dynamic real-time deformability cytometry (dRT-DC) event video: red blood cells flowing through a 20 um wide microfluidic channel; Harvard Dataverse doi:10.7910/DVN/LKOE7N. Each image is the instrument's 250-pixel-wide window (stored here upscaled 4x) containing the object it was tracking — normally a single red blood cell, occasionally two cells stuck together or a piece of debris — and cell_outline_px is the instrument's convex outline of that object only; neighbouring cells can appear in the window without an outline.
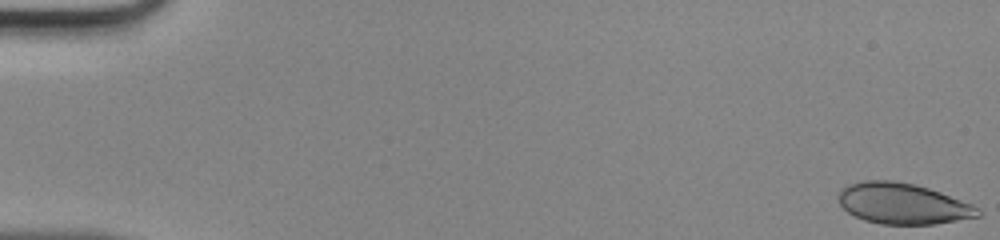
{"species": "human", "species_latin": "Homo sapiens", "temperature_condition": "room temperature", "stored_images_in_passage": 48, "camera_frame_rate_fps": 3000, "um_per_image_px": 0.085, "donor": {"sex": "male"}, "frame": {"image": 1, "passage_image": 1, "time_ms": 0.0, "image_size_px": [1000, 240], "cell_outline_px": [[984, 212], [980, 216], [936, 224], [880, 224], [864, 220], [848, 212], [840, 204], [836, 196], [840, 188], [848, 184], [864, 180], [892, 180], [916, 184], [940, 192], [972, 204], [980, 208]], "centroid_in_image_um": [76.73, 17.3], "position_along_channel_um": 8.3, "area_um2": 33.52}}
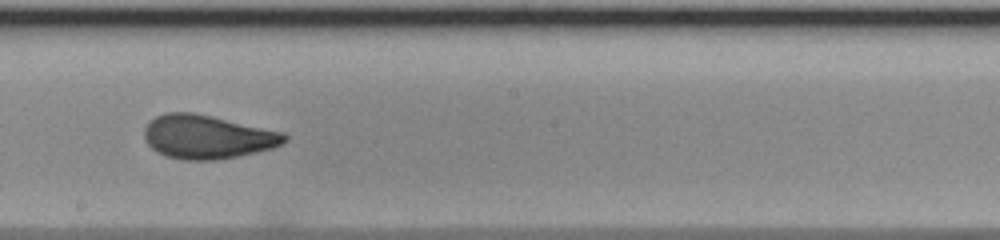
{"frame": {"image": 2, "passage_image": 28, "time_ms": 9.0, "image_size_px": [1000, 240], "cell_outline_px": [[288, 140], [272, 148], [256, 152], [216, 160], [180, 160], [156, 152], [144, 140], [144, 128], [148, 120], [164, 112], [192, 112], [212, 116], [284, 132], [288, 136]], "centroid_in_image_um": [17.59, 11.62], "position_along_channel_um": 230.6, "area_um2": 35.89}}
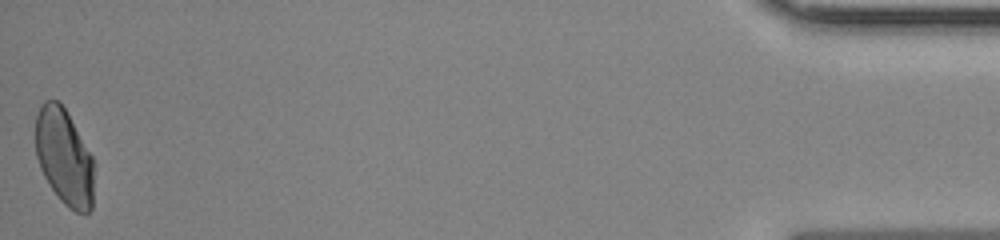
{"frame": {"image": 3, "passage_image": 48, "time_ms": 15.667, "image_size_px": [1000, 240], "cell_outline_px": [[92, 208], [88, 212], [76, 212], [68, 208], [60, 200], [48, 184], [40, 168], [36, 156], [36, 116], [40, 104], [44, 100], [60, 100], [68, 112], [92, 156]], "centroid_in_image_um": [5.43, 13.3], "position_along_channel_um": 429.8, "area_um2": 32.83}}